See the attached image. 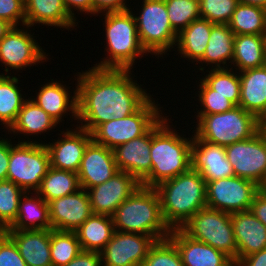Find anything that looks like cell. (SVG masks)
<instances>
[{"label": "cell", "instance_id": "cell-37", "mask_svg": "<svg viewBox=\"0 0 266 266\" xmlns=\"http://www.w3.org/2000/svg\"><path fill=\"white\" fill-rule=\"evenodd\" d=\"M50 250L52 266H65L82 249L74 231L50 229Z\"/></svg>", "mask_w": 266, "mask_h": 266}, {"label": "cell", "instance_id": "cell-50", "mask_svg": "<svg viewBox=\"0 0 266 266\" xmlns=\"http://www.w3.org/2000/svg\"><path fill=\"white\" fill-rule=\"evenodd\" d=\"M236 266H266V248L244 257Z\"/></svg>", "mask_w": 266, "mask_h": 266}, {"label": "cell", "instance_id": "cell-47", "mask_svg": "<svg viewBox=\"0 0 266 266\" xmlns=\"http://www.w3.org/2000/svg\"><path fill=\"white\" fill-rule=\"evenodd\" d=\"M65 266H102L99 252L83 251Z\"/></svg>", "mask_w": 266, "mask_h": 266}, {"label": "cell", "instance_id": "cell-34", "mask_svg": "<svg viewBox=\"0 0 266 266\" xmlns=\"http://www.w3.org/2000/svg\"><path fill=\"white\" fill-rule=\"evenodd\" d=\"M80 188L76 172L50 166L36 192L49 203L54 199L77 192Z\"/></svg>", "mask_w": 266, "mask_h": 266}, {"label": "cell", "instance_id": "cell-20", "mask_svg": "<svg viewBox=\"0 0 266 266\" xmlns=\"http://www.w3.org/2000/svg\"><path fill=\"white\" fill-rule=\"evenodd\" d=\"M119 172L113 150L96 144L93 140L87 145L77 172L82 189L100 185Z\"/></svg>", "mask_w": 266, "mask_h": 266}, {"label": "cell", "instance_id": "cell-46", "mask_svg": "<svg viewBox=\"0 0 266 266\" xmlns=\"http://www.w3.org/2000/svg\"><path fill=\"white\" fill-rule=\"evenodd\" d=\"M65 8L68 11V14L79 23L76 14H86L92 16V0H63ZM76 11V13L74 12ZM79 12V13H77ZM83 13V14H82ZM76 16V17H75Z\"/></svg>", "mask_w": 266, "mask_h": 266}, {"label": "cell", "instance_id": "cell-44", "mask_svg": "<svg viewBox=\"0 0 266 266\" xmlns=\"http://www.w3.org/2000/svg\"><path fill=\"white\" fill-rule=\"evenodd\" d=\"M0 266H27L18 247L5 232L0 235Z\"/></svg>", "mask_w": 266, "mask_h": 266}, {"label": "cell", "instance_id": "cell-23", "mask_svg": "<svg viewBox=\"0 0 266 266\" xmlns=\"http://www.w3.org/2000/svg\"><path fill=\"white\" fill-rule=\"evenodd\" d=\"M58 126L60 127L49 114L39 107L32 99L28 98L19 111L15 122L6 133H8L10 137L11 135L19 137L20 135L23 137L26 136L25 139L27 138V140L23 139V137H20V139L17 137L19 143H42V140L40 142V140H35L33 137H39V135L41 137L42 133L44 137H46L45 133L48 134L52 129L54 131ZM31 136L32 139H30Z\"/></svg>", "mask_w": 266, "mask_h": 266}, {"label": "cell", "instance_id": "cell-11", "mask_svg": "<svg viewBox=\"0 0 266 266\" xmlns=\"http://www.w3.org/2000/svg\"><path fill=\"white\" fill-rule=\"evenodd\" d=\"M35 28L28 25L13 26L7 34L0 40V63L5 67L0 75H13L29 67L42 64L48 61L49 54L43 50L34 36ZM13 70V72L11 71ZM22 70V71H21ZM10 71V72H9ZM16 71V73H14ZM12 72V73H11Z\"/></svg>", "mask_w": 266, "mask_h": 266}, {"label": "cell", "instance_id": "cell-6", "mask_svg": "<svg viewBox=\"0 0 266 266\" xmlns=\"http://www.w3.org/2000/svg\"><path fill=\"white\" fill-rule=\"evenodd\" d=\"M193 133L201 140L229 146L253 137L260 130V120L240 106H235L224 113L194 115ZM195 131V132H194Z\"/></svg>", "mask_w": 266, "mask_h": 266}, {"label": "cell", "instance_id": "cell-51", "mask_svg": "<svg viewBox=\"0 0 266 266\" xmlns=\"http://www.w3.org/2000/svg\"><path fill=\"white\" fill-rule=\"evenodd\" d=\"M13 26L9 24L6 20L0 19V40L7 34V32Z\"/></svg>", "mask_w": 266, "mask_h": 266}, {"label": "cell", "instance_id": "cell-7", "mask_svg": "<svg viewBox=\"0 0 266 266\" xmlns=\"http://www.w3.org/2000/svg\"><path fill=\"white\" fill-rule=\"evenodd\" d=\"M134 16L142 47L157 59L174 51L177 32L171 27L165 0H143ZM169 52V53H168Z\"/></svg>", "mask_w": 266, "mask_h": 266}, {"label": "cell", "instance_id": "cell-36", "mask_svg": "<svg viewBox=\"0 0 266 266\" xmlns=\"http://www.w3.org/2000/svg\"><path fill=\"white\" fill-rule=\"evenodd\" d=\"M200 72V77L212 90L213 94L226 96L235 106L240 101V77L239 72L233 68L207 69ZM208 72V73H207Z\"/></svg>", "mask_w": 266, "mask_h": 266}, {"label": "cell", "instance_id": "cell-9", "mask_svg": "<svg viewBox=\"0 0 266 266\" xmlns=\"http://www.w3.org/2000/svg\"><path fill=\"white\" fill-rule=\"evenodd\" d=\"M180 229L191 238L224 252L237 265V243L230 213L205 207Z\"/></svg>", "mask_w": 266, "mask_h": 266}, {"label": "cell", "instance_id": "cell-35", "mask_svg": "<svg viewBox=\"0 0 266 266\" xmlns=\"http://www.w3.org/2000/svg\"><path fill=\"white\" fill-rule=\"evenodd\" d=\"M228 26L234 35H266V9L239 2Z\"/></svg>", "mask_w": 266, "mask_h": 266}, {"label": "cell", "instance_id": "cell-43", "mask_svg": "<svg viewBox=\"0 0 266 266\" xmlns=\"http://www.w3.org/2000/svg\"><path fill=\"white\" fill-rule=\"evenodd\" d=\"M0 19L12 26L26 25L24 0H0Z\"/></svg>", "mask_w": 266, "mask_h": 266}, {"label": "cell", "instance_id": "cell-27", "mask_svg": "<svg viewBox=\"0 0 266 266\" xmlns=\"http://www.w3.org/2000/svg\"><path fill=\"white\" fill-rule=\"evenodd\" d=\"M239 106L261 120L266 114V65L239 72Z\"/></svg>", "mask_w": 266, "mask_h": 266}, {"label": "cell", "instance_id": "cell-8", "mask_svg": "<svg viewBox=\"0 0 266 266\" xmlns=\"http://www.w3.org/2000/svg\"><path fill=\"white\" fill-rule=\"evenodd\" d=\"M151 95L133 114L123 119L100 124L91 134L92 140L109 149L144 135L162 116L163 107ZM162 108V110H161Z\"/></svg>", "mask_w": 266, "mask_h": 266}, {"label": "cell", "instance_id": "cell-5", "mask_svg": "<svg viewBox=\"0 0 266 266\" xmlns=\"http://www.w3.org/2000/svg\"><path fill=\"white\" fill-rule=\"evenodd\" d=\"M111 217L114 229L119 232L150 235L156 240L166 239L171 233L163 219L160 197L155 187H138Z\"/></svg>", "mask_w": 266, "mask_h": 266}, {"label": "cell", "instance_id": "cell-39", "mask_svg": "<svg viewBox=\"0 0 266 266\" xmlns=\"http://www.w3.org/2000/svg\"><path fill=\"white\" fill-rule=\"evenodd\" d=\"M165 4L171 27L177 33L201 18L199 0H165Z\"/></svg>", "mask_w": 266, "mask_h": 266}, {"label": "cell", "instance_id": "cell-49", "mask_svg": "<svg viewBox=\"0 0 266 266\" xmlns=\"http://www.w3.org/2000/svg\"><path fill=\"white\" fill-rule=\"evenodd\" d=\"M3 134L0 137V181L7 180L9 158H10V139ZM7 137V138H6ZM6 138V139H5Z\"/></svg>", "mask_w": 266, "mask_h": 266}, {"label": "cell", "instance_id": "cell-10", "mask_svg": "<svg viewBox=\"0 0 266 266\" xmlns=\"http://www.w3.org/2000/svg\"><path fill=\"white\" fill-rule=\"evenodd\" d=\"M10 139L7 180L24 192H36L50 167V156L44 143H19Z\"/></svg>", "mask_w": 266, "mask_h": 266}, {"label": "cell", "instance_id": "cell-53", "mask_svg": "<svg viewBox=\"0 0 266 266\" xmlns=\"http://www.w3.org/2000/svg\"><path fill=\"white\" fill-rule=\"evenodd\" d=\"M260 129H262L263 131H266V114L260 120Z\"/></svg>", "mask_w": 266, "mask_h": 266}, {"label": "cell", "instance_id": "cell-1", "mask_svg": "<svg viewBox=\"0 0 266 266\" xmlns=\"http://www.w3.org/2000/svg\"><path fill=\"white\" fill-rule=\"evenodd\" d=\"M133 72L92 67L77 72L75 126L92 133L104 122L133 114L151 96L137 83Z\"/></svg>", "mask_w": 266, "mask_h": 266}, {"label": "cell", "instance_id": "cell-30", "mask_svg": "<svg viewBox=\"0 0 266 266\" xmlns=\"http://www.w3.org/2000/svg\"><path fill=\"white\" fill-rule=\"evenodd\" d=\"M51 229L49 204L37 192H25L18 206L17 218L6 230Z\"/></svg>", "mask_w": 266, "mask_h": 266}, {"label": "cell", "instance_id": "cell-42", "mask_svg": "<svg viewBox=\"0 0 266 266\" xmlns=\"http://www.w3.org/2000/svg\"><path fill=\"white\" fill-rule=\"evenodd\" d=\"M239 0H199L200 16L214 24H228Z\"/></svg>", "mask_w": 266, "mask_h": 266}, {"label": "cell", "instance_id": "cell-33", "mask_svg": "<svg viewBox=\"0 0 266 266\" xmlns=\"http://www.w3.org/2000/svg\"><path fill=\"white\" fill-rule=\"evenodd\" d=\"M20 82L15 75H0V125L3 126L0 129L5 128L2 132H6L15 122L24 102L28 99L25 91L18 86Z\"/></svg>", "mask_w": 266, "mask_h": 266}, {"label": "cell", "instance_id": "cell-13", "mask_svg": "<svg viewBox=\"0 0 266 266\" xmlns=\"http://www.w3.org/2000/svg\"><path fill=\"white\" fill-rule=\"evenodd\" d=\"M260 189L255 182L237 176L207 182V207L230 214L250 210Z\"/></svg>", "mask_w": 266, "mask_h": 266}, {"label": "cell", "instance_id": "cell-22", "mask_svg": "<svg viewBox=\"0 0 266 266\" xmlns=\"http://www.w3.org/2000/svg\"><path fill=\"white\" fill-rule=\"evenodd\" d=\"M151 142L152 127L144 135L115 147L113 154L119 171L127 172L141 182L151 171Z\"/></svg>", "mask_w": 266, "mask_h": 266}, {"label": "cell", "instance_id": "cell-25", "mask_svg": "<svg viewBox=\"0 0 266 266\" xmlns=\"http://www.w3.org/2000/svg\"><path fill=\"white\" fill-rule=\"evenodd\" d=\"M24 4L25 23L31 28L41 24L46 28L54 26L69 32L79 25L68 14L63 0H25Z\"/></svg>", "mask_w": 266, "mask_h": 266}, {"label": "cell", "instance_id": "cell-38", "mask_svg": "<svg viewBox=\"0 0 266 266\" xmlns=\"http://www.w3.org/2000/svg\"><path fill=\"white\" fill-rule=\"evenodd\" d=\"M25 192L10 180L0 181V228L5 231L17 218L19 200Z\"/></svg>", "mask_w": 266, "mask_h": 266}, {"label": "cell", "instance_id": "cell-4", "mask_svg": "<svg viewBox=\"0 0 266 266\" xmlns=\"http://www.w3.org/2000/svg\"><path fill=\"white\" fill-rule=\"evenodd\" d=\"M161 212L169 228H181L195 213L207 207L206 182L195 170L159 183Z\"/></svg>", "mask_w": 266, "mask_h": 266}, {"label": "cell", "instance_id": "cell-19", "mask_svg": "<svg viewBox=\"0 0 266 266\" xmlns=\"http://www.w3.org/2000/svg\"><path fill=\"white\" fill-rule=\"evenodd\" d=\"M48 204L51 229L75 231L93 214L88 193L82 188Z\"/></svg>", "mask_w": 266, "mask_h": 266}, {"label": "cell", "instance_id": "cell-2", "mask_svg": "<svg viewBox=\"0 0 266 266\" xmlns=\"http://www.w3.org/2000/svg\"><path fill=\"white\" fill-rule=\"evenodd\" d=\"M165 115L167 114L152 126V167L150 173L140 182L145 187H156L162 181L191 169L192 136L186 137L182 132H177L179 130L171 124L172 118Z\"/></svg>", "mask_w": 266, "mask_h": 266}, {"label": "cell", "instance_id": "cell-45", "mask_svg": "<svg viewBox=\"0 0 266 266\" xmlns=\"http://www.w3.org/2000/svg\"><path fill=\"white\" fill-rule=\"evenodd\" d=\"M129 0H92V16L123 12L130 9Z\"/></svg>", "mask_w": 266, "mask_h": 266}, {"label": "cell", "instance_id": "cell-15", "mask_svg": "<svg viewBox=\"0 0 266 266\" xmlns=\"http://www.w3.org/2000/svg\"><path fill=\"white\" fill-rule=\"evenodd\" d=\"M74 125L63 131L58 130L60 137L52 140V143H43L48 149L51 167L77 173L84 151L92 141V134L79 126L73 129Z\"/></svg>", "mask_w": 266, "mask_h": 266}, {"label": "cell", "instance_id": "cell-21", "mask_svg": "<svg viewBox=\"0 0 266 266\" xmlns=\"http://www.w3.org/2000/svg\"><path fill=\"white\" fill-rule=\"evenodd\" d=\"M168 238L176 246L183 266H235L224 252L191 238L180 228L172 229Z\"/></svg>", "mask_w": 266, "mask_h": 266}, {"label": "cell", "instance_id": "cell-28", "mask_svg": "<svg viewBox=\"0 0 266 266\" xmlns=\"http://www.w3.org/2000/svg\"><path fill=\"white\" fill-rule=\"evenodd\" d=\"M234 33L228 24H214L212 26L208 45L199 64V72L208 69L229 68L233 60ZM201 64V65H200ZM206 66H205V65ZM204 65V67H203Z\"/></svg>", "mask_w": 266, "mask_h": 266}, {"label": "cell", "instance_id": "cell-48", "mask_svg": "<svg viewBox=\"0 0 266 266\" xmlns=\"http://www.w3.org/2000/svg\"><path fill=\"white\" fill-rule=\"evenodd\" d=\"M250 211L266 226V188H261L254 196Z\"/></svg>", "mask_w": 266, "mask_h": 266}, {"label": "cell", "instance_id": "cell-18", "mask_svg": "<svg viewBox=\"0 0 266 266\" xmlns=\"http://www.w3.org/2000/svg\"><path fill=\"white\" fill-rule=\"evenodd\" d=\"M77 75L75 74V89L70 92V87L66 86L63 79L56 81L51 78L45 84H41L39 90L34 93L35 96H30L39 107H41L47 114H49L59 125L62 123L65 116L69 115L70 120L74 119L77 122ZM62 82V83H61ZM42 86V87H41ZM73 91V94H72ZM71 94H70V93ZM69 112V113H68ZM71 114V115H70ZM72 116V117H71Z\"/></svg>", "mask_w": 266, "mask_h": 266}, {"label": "cell", "instance_id": "cell-17", "mask_svg": "<svg viewBox=\"0 0 266 266\" xmlns=\"http://www.w3.org/2000/svg\"><path fill=\"white\" fill-rule=\"evenodd\" d=\"M191 169L210 182L235 176L225 147L199 139L192 131Z\"/></svg>", "mask_w": 266, "mask_h": 266}, {"label": "cell", "instance_id": "cell-41", "mask_svg": "<svg viewBox=\"0 0 266 266\" xmlns=\"http://www.w3.org/2000/svg\"><path fill=\"white\" fill-rule=\"evenodd\" d=\"M142 266H183V263L174 243L166 238L151 246Z\"/></svg>", "mask_w": 266, "mask_h": 266}, {"label": "cell", "instance_id": "cell-32", "mask_svg": "<svg viewBox=\"0 0 266 266\" xmlns=\"http://www.w3.org/2000/svg\"><path fill=\"white\" fill-rule=\"evenodd\" d=\"M114 231L111 216L92 214L74 232L83 251L100 252L110 241Z\"/></svg>", "mask_w": 266, "mask_h": 266}, {"label": "cell", "instance_id": "cell-16", "mask_svg": "<svg viewBox=\"0 0 266 266\" xmlns=\"http://www.w3.org/2000/svg\"><path fill=\"white\" fill-rule=\"evenodd\" d=\"M141 183L131 174L119 171L106 182L87 189L93 214L112 216Z\"/></svg>", "mask_w": 266, "mask_h": 266}, {"label": "cell", "instance_id": "cell-52", "mask_svg": "<svg viewBox=\"0 0 266 266\" xmlns=\"http://www.w3.org/2000/svg\"><path fill=\"white\" fill-rule=\"evenodd\" d=\"M239 2L266 9V0H239Z\"/></svg>", "mask_w": 266, "mask_h": 266}, {"label": "cell", "instance_id": "cell-54", "mask_svg": "<svg viewBox=\"0 0 266 266\" xmlns=\"http://www.w3.org/2000/svg\"><path fill=\"white\" fill-rule=\"evenodd\" d=\"M4 231L0 228V235L3 233Z\"/></svg>", "mask_w": 266, "mask_h": 266}, {"label": "cell", "instance_id": "cell-29", "mask_svg": "<svg viewBox=\"0 0 266 266\" xmlns=\"http://www.w3.org/2000/svg\"><path fill=\"white\" fill-rule=\"evenodd\" d=\"M213 25L214 23L199 18L181 30L177 34L174 48L175 52L178 51L176 55L179 54L178 57L181 55L180 58H185L190 63L196 62L194 64H197L205 54Z\"/></svg>", "mask_w": 266, "mask_h": 266}, {"label": "cell", "instance_id": "cell-26", "mask_svg": "<svg viewBox=\"0 0 266 266\" xmlns=\"http://www.w3.org/2000/svg\"><path fill=\"white\" fill-rule=\"evenodd\" d=\"M4 232L14 241L27 266H52L50 229Z\"/></svg>", "mask_w": 266, "mask_h": 266}, {"label": "cell", "instance_id": "cell-14", "mask_svg": "<svg viewBox=\"0 0 266 266\" xmlns=\"http://www.w3.org/2000/svg\"><path fill=\"white\" fill-rule=\"evenodd\" d=\"M156 241L150 235L115 230L110 241L99 252L102 266H142Z\"/></svg>", "mask_w": 266, "mask_h": 266}, {"label": "cell", "instance_id": "cell-40", "mask_svg": "<svg viewBox=\"0 0 266 266\" xmlns=\"http://www.w3.org/2000/svg\"><path fill=\"white\" fill-rule=\"evenodd\" d=\"M196 82L197 89L195 94L197 101H199V107L196 108L197 112L194 111L197 115H211L217 113H224L228 110H231L235 105L226 98V96H221L220 94H213V90L200 78ZM198 84V85H197Z\"/></svg>", "mask_w": 266, "mask_h": 266}, {"label": "cell", "instance_id": "cell-24", "mask_svg": "<svg viewBox=\"0 0 266 266\" xmlns=\"http://www.w3.org/2000/svg\"><path fill=\"white\" fill-rule=\"evenodd\" d=\"M231 222L237 243V264L266 248V226L250 210L231 213Z\"/></svg>", "mask_w": 266, "mask_h": 266}, {"label": "cell", "instance_id": "cell-3", "mask_svg": "<svg viewBox=\"0 0 266 266\" xmlns=\"http://www.w3.org/2000/svg\"><path fill=\"white\" fill-rule=\"evenodd\" d=\"M104 19L106 56L95 62L92 68L99 70H133L137 61L149 54L142 47L132 8L123 12L99 15ZM105 27V28H104ZM144 55V56H143ZM139 58V59H138ZM136 60V61H135Z\"/></svg>", "mask_w": 266, "mask_h": 266}, {"label": "cell", "instance_id": "cell-31", "mask_svg": "<svg viewBox=\"0 0 266 266\" xmlns=\"http://www.w3.org/2000/svg\"><path fill=\"white\" fill-rule=\"evenodd\" d=\"M266 65V35H235L230 68L238 72Z\"/></svg>", "mask_w": 266, "mask_h": 266}, {"label": "cell", "instance_id": "cell-12", "mask_svg": "<svg viewBox=\"0 0 266 266\" xmlns=\"http://www.w3.org/2000/svg\"><path fill=\"white\" fill-rule=\"evenodd\" d=\"M235 176L266 188V131L260 129L253 137L225 147Z\"/></svg>", "mask_w": 266, "mask_h": 266}]
</instances>
